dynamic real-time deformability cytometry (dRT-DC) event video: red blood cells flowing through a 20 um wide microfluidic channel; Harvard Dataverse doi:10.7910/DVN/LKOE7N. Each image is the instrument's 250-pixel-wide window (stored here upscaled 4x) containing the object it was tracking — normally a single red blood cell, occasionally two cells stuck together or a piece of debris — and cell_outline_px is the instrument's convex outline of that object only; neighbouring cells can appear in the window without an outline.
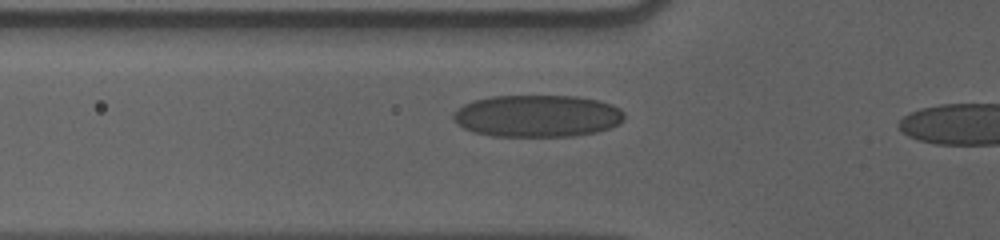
{"species": "human", "species_latin": "Homo sapiens", "temperature_condition": "cold", "stored_images_in_passage": 7, "camera_frame_rate_fps": 3000, "um_per_image_px": 0.085, "donor": {"sex": "male"}, "frame": {"image": 1, "passage_image": 5, "time_ms": 1.333, "image_size_px": [1000, 240], "cell_outline_px": [[624, 120], [620, 124], [596, 132], [576, 136], [492, 136], [472, 132], [464, 128], [452, 120], [452, 112], [456, 108], [472, 100], [492, 96], [576, 96], [600, 100], [612, 104], [620, 108], [624, 112]], "centroid_in_image_um": [45.66, 9.85], "position_along_channel_um": 80.1, "area_um2": 42.48}}